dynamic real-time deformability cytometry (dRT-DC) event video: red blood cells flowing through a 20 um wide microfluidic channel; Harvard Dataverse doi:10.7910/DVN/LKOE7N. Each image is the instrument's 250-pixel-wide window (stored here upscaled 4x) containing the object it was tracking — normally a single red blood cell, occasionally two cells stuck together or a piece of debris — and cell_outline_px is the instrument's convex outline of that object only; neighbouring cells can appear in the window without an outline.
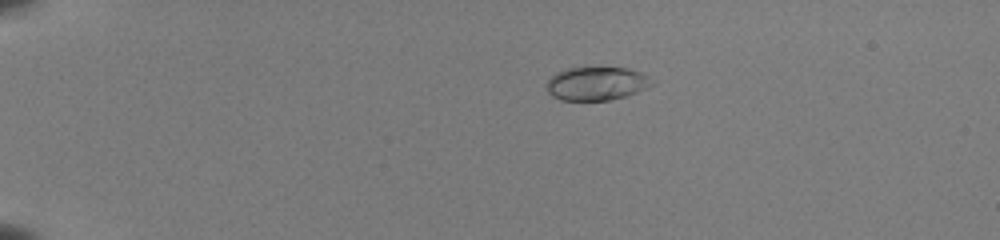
{"species": "common noctule bat (a hibernating species)", "species_latin": "Nyctalus noctula", "temperature_condition": "room temperature", "stored_images_in_passage": 42, "camera_frame_rate_fps": 3000, "um_per_image_px": 0.085, "animal": {"sex": "female", "body_mass_g": 22.0, "forearm_length_mm": 56.7}, "frame": {"image": 1, "passage_image": 1, "time_ms": 0.0, "image_size_px": [1000, 240], "cell_outline_px": [[652, 84], [628, 96], [608, 100], [560, 100], [552, 96], [548, 92], [548, 80], [556, 72], [568, 68], [628, 68], [640, 72]], "centroid_in_image_um": [50.65, 7.11], "position_along_channel_um": 34.4, "area_um2": 20.06}}
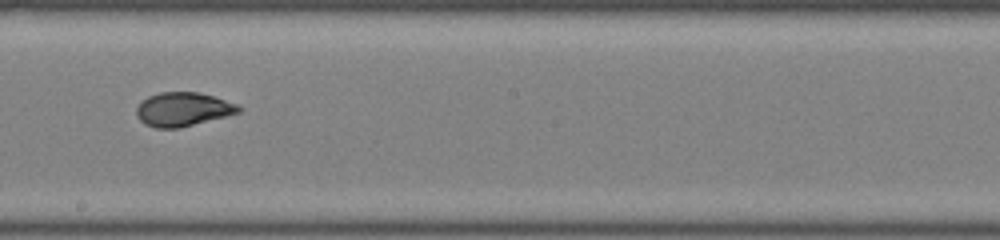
{"frame": {"image": 2, "passage_image": 22, "time_ms": 7.0, "image_size_px": [1000, 240], "cell_outline_px": [[244, 108], [240, 112], [180, 128], [156, 128], [144, 124], [136, 116], [136, 108], [148, 96], [160, 92], [200, 92], [240, 104]], "centroid_in_image_um": [15.58, 9.29], "position_along_channel_um": 232.6, "area_um2": 20.29}}
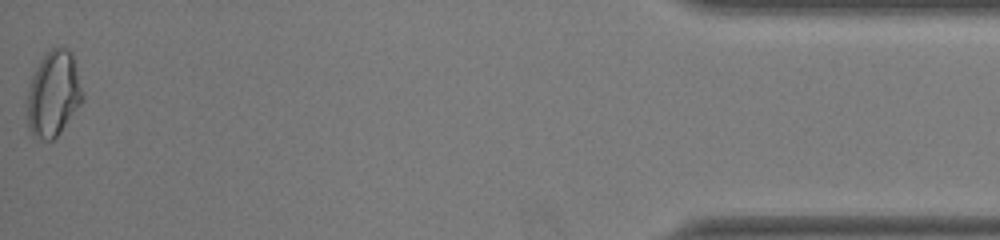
{"frame": {"image": 3, "passage_image": 42, "time_ms": 13.667, "image_size_px": [1000, 240], "cell_outline_px": [[84, 100], [60, 132], [52, 140], [36, 140], [32, 136], [28, 124], [28, 92], [32, 76], [40, 60], [52, 48], [68, 48], [72, 52], [84, 96]], "centroid_in_image_um": [4.56, 8.0], "position_along_channel_um": 430.6, "area_um2": 27.46}, "authors_computed_cell_mechanics": {"area_um2": 20.3456, "velocity_mm_per_s": 3.9986, "shape_relaxation_time_tau1_ms": 4.9633, "shape_relaxation_time_tau2_ms": null, "deformation_change_tau1": 0.1997, "deformation_change_tau2": null}}